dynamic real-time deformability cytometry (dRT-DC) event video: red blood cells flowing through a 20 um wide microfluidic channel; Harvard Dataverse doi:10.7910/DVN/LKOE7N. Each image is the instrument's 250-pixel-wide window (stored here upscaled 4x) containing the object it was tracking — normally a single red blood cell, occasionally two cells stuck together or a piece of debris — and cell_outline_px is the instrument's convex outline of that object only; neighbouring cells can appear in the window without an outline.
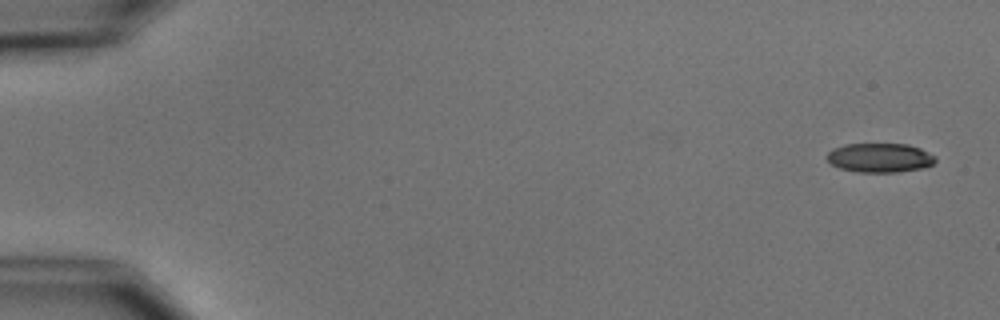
{"species": "common noctule bat (a hibernating species)", "species_latin": "Nyctalus noctula", "temperature_condition": "cold", "stored_images_in_passage": 5, "camera_frame_rate_fps": 3000, "um_per_image_px": 0.085, "animal": {"sex": "male", "body_mass_g": 15.6}, "frame": {"image": 1, "passage_image": 1, "time_ms": 0.0, "image_size_px": [1000, 320], "cell_outline_px": [[936, 160], [932, 164], [924, 168], [896, 172], [856, 172], [840, 168], [832, 164], [828, 160], [828, 152], [832, 148], [844, 144], [908, 144], [920, 148], [936, 156]], "centroid_in_image_um": [74.8, 13.4], "position_along_channel_um": 10.2, "area_um2": 18.5}}
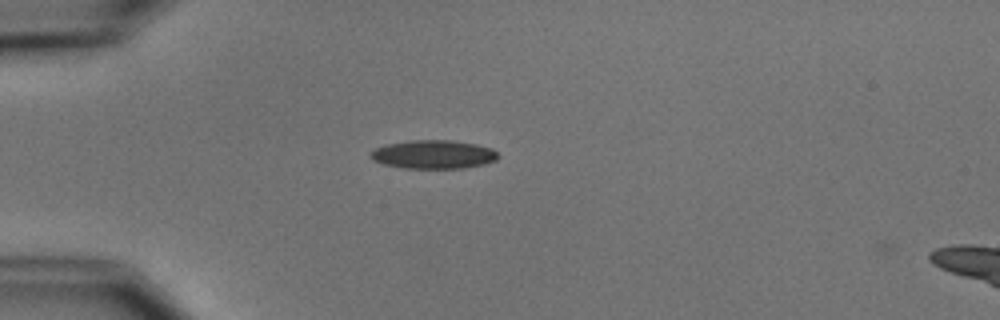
{"frame": {"image": 2, "passage_image": 4, "time_ms": 4.333, "image_size_px": [1000, 320], "cell_outline_px": [[500, 156], [496, 160], [484, 164], [464, 168], [404, 168], [384, 164], [372, 160], [368, 156], [376, 148], [384, 144], [412, 140], [452, 140], [476, 144], [492, 148]], "centroid_in_image_um": [36.84, 13.12], "position_along_channel_um": 48.2, "area_um2": 21.33}}